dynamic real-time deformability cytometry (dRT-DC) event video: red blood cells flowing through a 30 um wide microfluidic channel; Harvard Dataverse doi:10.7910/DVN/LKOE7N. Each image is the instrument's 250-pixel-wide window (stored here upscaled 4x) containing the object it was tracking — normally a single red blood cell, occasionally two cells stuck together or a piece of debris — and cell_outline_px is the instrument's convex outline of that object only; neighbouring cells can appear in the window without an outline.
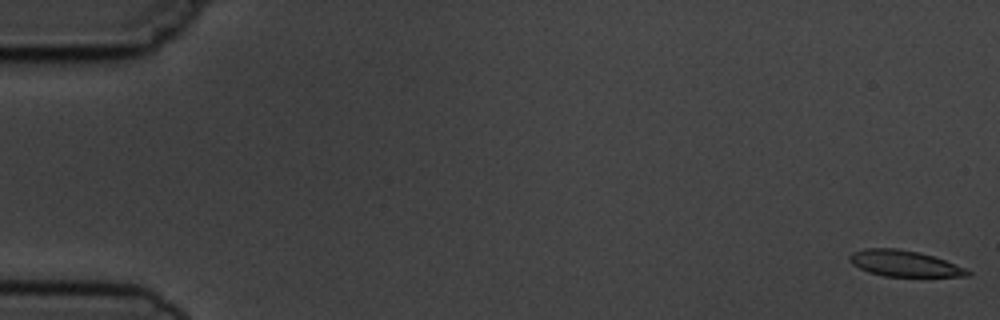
{"species": "common noctule bat (a hibernating species)", "species_latin": "Nyctalus noctula", "temperature_condition": "cold", "stored_images_in_passage": 3, "segment_of_instrument_passage": [2, 2], "camera_frame_rate_fps": 3000, "um_per_image_px": 0.085, "animal": {"sex": "male", "body_mass_g": 19.5, "forearm_length_mm": 54.6}, "frame": {"image": 1, "passage_image": 3, "time_ms": 2.333, "image_size_px": [1000, 320], "cell_outline_px": [[972, 272], [968, 276], [884, 276], [868, 272], [852, 264], [848, 260], [848, 256], [852, 252], [864, 248], [896, 248], [920, 252], [944, 260], [964, 268]], "centroid_in_image_um": [76.8, 22.38], "position_along_channel_um": 8.2, "area_um2": 17.8}}